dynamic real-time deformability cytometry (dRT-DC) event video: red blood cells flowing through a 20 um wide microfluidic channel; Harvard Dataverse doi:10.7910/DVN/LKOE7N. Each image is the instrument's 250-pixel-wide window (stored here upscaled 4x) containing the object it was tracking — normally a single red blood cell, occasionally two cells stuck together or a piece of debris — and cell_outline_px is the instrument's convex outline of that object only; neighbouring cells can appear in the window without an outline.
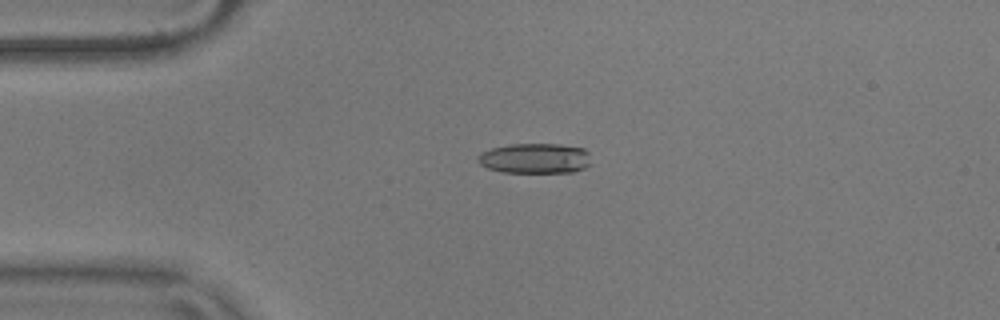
{"species": "common noctule bat (a hibernating species)", "species_latin": "Nyctalus noctula", "temperature_condition": "warm", "stored_images_in_passage": 47, "camera_frame_rate_fps": 3000, "um_per_image_px": 0.085, "animal": {"sex": "male", "body_mass_g": 17.9}, "frame": {"image": 1, "passage_image": 5, "time_ms": 1.333, "image_size_px": [1000, 320], "cell_outline_px": [[588, 164], [584, 168], [572, 172], [504, 172], [488, 168], [480, 164], [476, 160], [476, 156], [480, 152], [492, 148], [512, 144], [560, 144], [584, 148], [588, 152]], "centroid_in_image_um": [45.43, 13.45], "position_along_channel_um": 39.6, "area_um2": 19.83}}
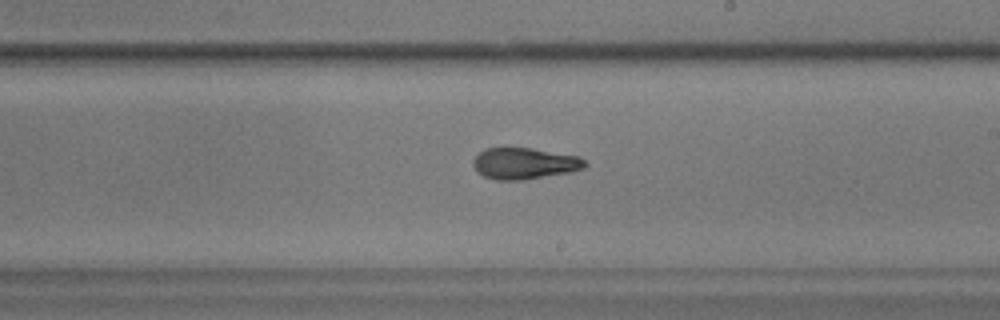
{"frame": {"image": 2, "passage_image": 24, "time_ms": 7.667, "image_size_px": [1000, 320], "cell_outline_px": [[588, 164], [584, 168], [572, 172], [524, 180], [496, 180], [484, 176], [472, 164], [472, 160], [484, 148], [532, 148], [580, 156]], "centroid_in_image_um": [44.62, 13.89], "position_along_channel_um": 244.4, "area_um2": 20.52}}
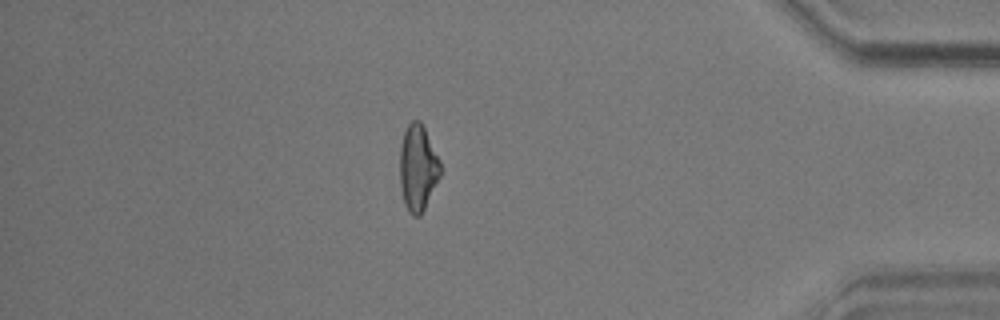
{"frame": {"image": 3, "passage_image": 40, "time_ms": 13.0, "image_size_px": [1000, 320], "cell_outline_px": [[440, 176], [420, 216], [412, 216], [408, 212], [404, 204], [400, 188], [400, 144], [404, 132], [408, 124], [412, 120], [420, 120], [440, 160]], "centroid_in_image_um": [35.49, 14.27], "position_along_channel_um": 399.7, "area_um2": 20.29}, "authors_computed_cell_mechanics": {"area_um2": 20.4612, "velocity_mm_per_s": 3.6468, "shape_relaxation_time_tau1_ms": 5.9, "shape_relaxation_time_tau2_ms": 2.2704, "deformation_change_tau1": 0.189, "deformation_change_tau2": 0.0985}}